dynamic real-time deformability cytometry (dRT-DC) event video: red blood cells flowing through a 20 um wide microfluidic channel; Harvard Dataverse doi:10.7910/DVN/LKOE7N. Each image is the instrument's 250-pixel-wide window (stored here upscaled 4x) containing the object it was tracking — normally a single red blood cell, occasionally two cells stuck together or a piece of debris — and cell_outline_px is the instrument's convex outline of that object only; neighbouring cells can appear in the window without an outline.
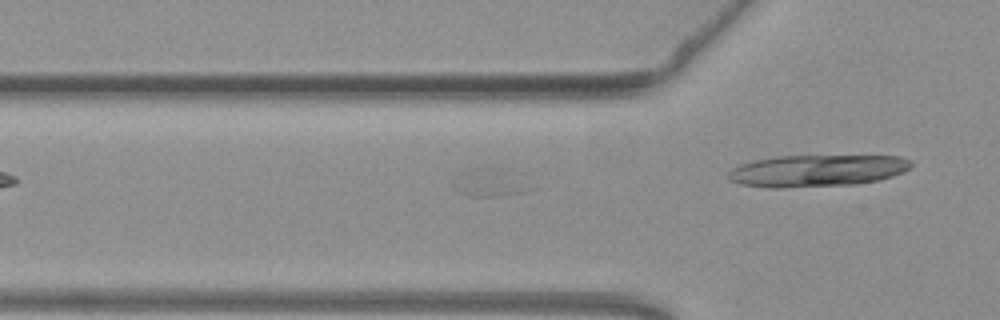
{"species": "common noctule bat (a hibernating species)", "species_latin": "Nyctalus noctula", "temperature_condition": "warm", "stored_images_in_passage": 6, "camera_frame_rate_fps": 3000, "um_per_image_px": 0.085, "animal": {"sex": "female", "body_mass_g": 19.3, "forearm_length_mm": 54.1}, "frame": {"image": 1, "passage_image": 2, "time_ms": 0.333, "image_size_px": [1000, 320], "cell_outline_px": [[532, 188], [524, 192], [500, 196], [468, 196], [456, 192], [452, 184], [460, 172], [472, 168], [492, 168]], "centroid_in_image_um": [41.39, 15.59], "position_along_channel_um": 84.4, "area_um2": 11.44}}
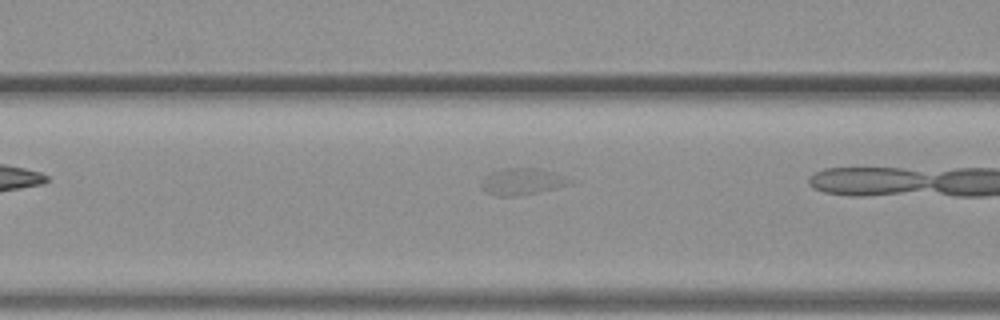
{"frame": {"image": 2, "passage_image": 5, "time_ms": 1.333, "image_size_px": [1000, 320], "cell_outline_px": [[572, 180], [568, 184], [536, 192], [516, 196], [496, 196], [488, 192], [480, 184], [484, 176], [492, 172], [504, 168], [540, 168], [552, 172]], "centroid_in_image_um": [44.32, 15.42], "position_along_channel_um": 122.3, "area_um2": 13.29}}